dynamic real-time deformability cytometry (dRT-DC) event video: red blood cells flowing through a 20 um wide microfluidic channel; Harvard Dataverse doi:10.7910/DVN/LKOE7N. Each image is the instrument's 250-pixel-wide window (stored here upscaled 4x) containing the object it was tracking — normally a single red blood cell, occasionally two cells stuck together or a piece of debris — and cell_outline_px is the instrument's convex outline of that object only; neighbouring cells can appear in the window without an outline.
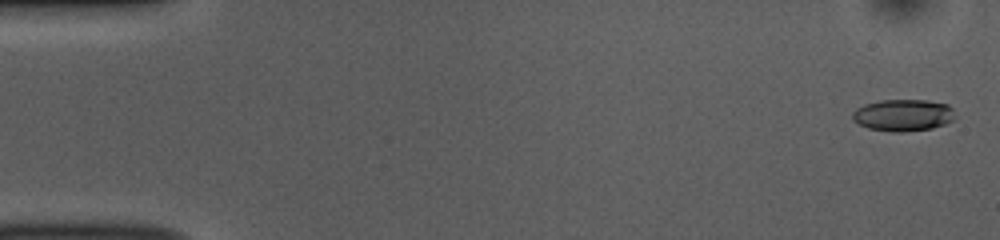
{"species": "common noctule bat (a hibernating species)", "species_latin": "Nyctalus noctula", "temperature_condition": "room temperature", "stored_images_in_passage": 51, "camera_frame_rate_fps": 3000, "um_per_image_px": 0.085, "animal": {"sex": "female", "body_mass_g": 10.0, "forearm_length_mm": 53.1}, "frame": {"image": 1, "passage_image": 2, "time_ms": 0.333, "image_size_px": [1000, 240], "cell_outline_px": [[956, 116], [952, 120], [944, 124], [932, 128], [900, 132], [892, 132], [868, 128], [852, 120], [852, 112], [856, 108], [864, 104], [880, 100], [928, 100], [948, 104], [952, 108]], "centroid_in_image_um": [76.76, 9.78], "position_along_channel_um": 8.2, "area_um2": 19.13}}
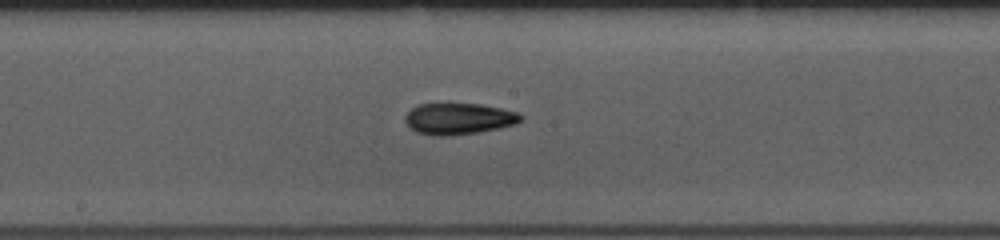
{"frame": {"image": 2, "passage_image": 28, "time_ms": 9.0, "image_size_px": [1000, 240], "cell_outline_px": [[524, 120], [516, 124], [476, 132], [444, 136], [436, 136], [416, 132], [404, 120], [404, 116], [412, 108], [420, 104], [448, 100], [480, 104], [520, 112], [524, 116]], "centroid_in_image_um": [38.99, 10.03], "position_along_channel_um": 209.2, "area_um2": 21.85}}
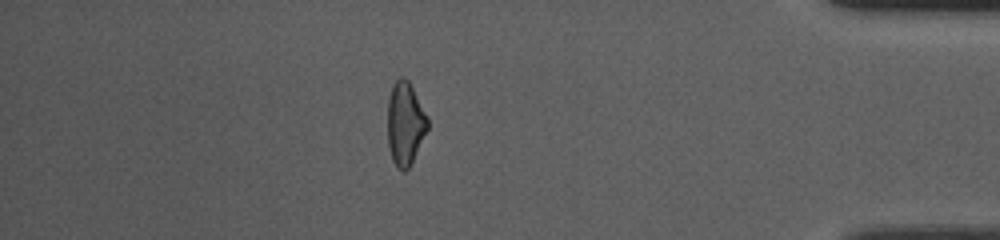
{"frame": {"image": 3, "passage_image": 46, "time_ms": 15.0, "image_size_px": [1000, 240], "cell_outline_px": [[428, 128], [408, 168], [404, 172], [400, 172], [396, 168], [392, 160], [388, 144], [388, 100], [392, 84], [400, 76], [404, 76], [408, 80], [428, 116]], "centroid_in_image_um": [34.42, 10.49], "position_along_channel_um": 400.8, "area_um2": 19.42}, "authors_computed_cell_mechanics": {"area_um2": 19.7676, "velocity_mm_per_s": 3.8438, "shape_relaxation_time_tau1_ms": 4.292, "shape_relaxation_time_tau2_ms": 4.0676, "deformation_change_tau1": 0.1667, "deformation_change_tau2": 0.1382}}